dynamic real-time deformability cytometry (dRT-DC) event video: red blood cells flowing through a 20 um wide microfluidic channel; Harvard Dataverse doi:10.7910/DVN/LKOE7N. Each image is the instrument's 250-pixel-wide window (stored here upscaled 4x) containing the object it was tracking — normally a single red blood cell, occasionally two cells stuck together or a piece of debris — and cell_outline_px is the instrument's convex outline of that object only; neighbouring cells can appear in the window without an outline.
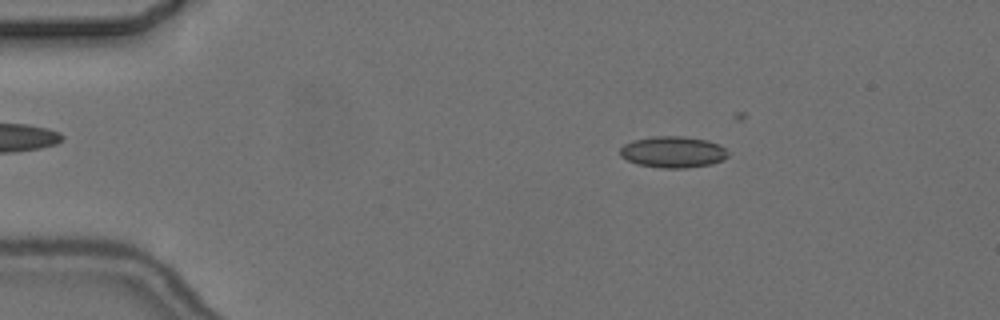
{"species": "common noctule bat (a hibernating species)", "species_latin": "Nyctalus noctula", "temperature_condition": "cold", "stored_images_in_passage": 5, "camera_frame_rate_fps": 3000, "um_per_image_px": 0.085, "animal": {"sex": "female", "body_mass_g": 24.6, "forearm_length_mm": 56.2}, "frame": {"image": 1, "passage_image": 3, "time_ms": 2.0, "image_size_px": [1000, 320], "cell_outline_px": [[728, 156], [712, 164], [684, 168], [660, 168], [636, 164], [620, 156], [620, 148], [624, 144], [632, 140], [652, 136], [684, 136], [708, 140], [720, 144], [728, 152]], "centroid_in_image_um": [57.18, 12.91], "position_along_channel_um": 27.8, "area_um2": 19.88}}